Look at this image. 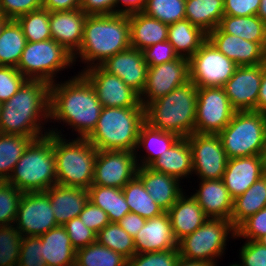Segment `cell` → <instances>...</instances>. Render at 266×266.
I'll list each match as a JSON object with an SVG mask.
<instances>
[{
    "label": "cell",
    "mask_w": 266,
    "mask_h": 266,
    "mask_svg": "<svg viewBox=\"0 0 266 266\" xmlns=\"http://www.w3.org/2000/svg\"><path fill=\"white\" fill-rule=\"evenodd\" d=\"M50 86L41 80H27L8 101L1 103L0 133L35 139L46 136L49 132L43 134L41 124L50 117Z\"/></svg>",
    "instance_id": "7a4b0ae2"
},
{
    "label": "cell",
    "mask_w": 266,
    "mask_h": 266,
    "mask_svg": "<svg viewBox=\"0 0 266 266\" xmlns=\"http://www.w3.org/2000/svg\"><path fill=\"white\" fill-rule=\"evenodd\" d=\"M239 251L242 263L234 266H266V246L258 241L246 240Z\"/></svg>",
    "instance_id": "db71d44e"
},
{
    "label": "cell",
    "mask_w": 266,
    "mask_h": 266,
    "mask_svg": "<svg viewBox=\"0 0 266 266\" xmlns=\"http://www.w3.org/2000/svg\"><path fill=\"white\" fill-rule=\"evenodd\" d=\"M179 258L178 248L151 253H135L128 260V266H176Z\"/></svg>",
    "instance_id": "bcb514c9"
},
{
    "label": "cell",
    "mask_w": 266,
    "mask_h": 266,
    "mask_svg": "<svg viewBox=\"0 0 266 266\" xmlns=\"http://www.w3.org/2000/svg\"><path fill=\"white\" fill-rule=\"evenodd\" d=\"M96 241L122 254L128 260L136 253L134 238L130 236L118 223H109L96 235Z\"/></svg>",
    "instance_id": "60d3db41"
},
{
    "label": "cell",
    "mask_w": 266,
    "mask_h": 266,
    "mask_svg": "<svg viewBox=\"0 0 266 266\" xmlns=\"http://www.w3.org/2000/svg\"><path fill=\"white\" fill-rule=\"evenodd\" d=\"M257 16L266 23V0H261Z\"/></svg>",
    "instance_id": "e7e4bbea"
},
{
    "label": "cell",
    "mask_w": 266,
    "mask_h": 266,
    "mask_svg": "<svg viewBox=\"0 0 266 266\" xmlns=\"http://www.w3.org/2000/svg\"><path fill=\"white\" fill-rule=\"evenodd\" d=\"M257 111L266 115V65L263 68V76L260 83Z\"/></svg>",
    "instance_id": "6125c7cd"
},
{
    "label": "cell",
    "mask_w": 266,
    "mask_h": 266,
    "mask_svg": "<svg viewBox=\"0 0 266 266\" xmlns=\"http://www.w3.org/2000/svg\"><path fill=\"white\" fill-rule=\"evenodd\" d=\"M187 139L192 151V172L201 180L222 179L228 158L219 136L194 132Z\"/></svg>",
    "instance_id": "9a60e30c"
},
{
    "label": "cell",
    "mask_w": 266,
    "mask_h": 266,
    "mask_svg": "<svg viewBox=\"0 0 266 266\" xmlns=\"http://www.w3.org/2000/svg\"><path fill=\"white\" fill-rule=\"evenodd\" d=\"M237 67L207 39L189 59L190 81L197 88L223 87Z\"/></svg>",
    "instance_id": "8fae6325"
},
{
    "label": "cell",
    "mask_w": 266,
    "mask_h": 266,
    "mask_svg": "<svg viewBox=\"0 0 266 266\" xmlns=\"http://www.w3.org/2000/svg\"><path fill=\"white\" fill-rule=\"evenodd\" d=\"M45 192L51 201L55 220L61 226L78 217L89 201V192L84 188L56 184Z\"/></svg>",
    "instance_id": "cb8c5ba5"
},
{
    "label": "cell",
    "mask_w": 266,
    "mask_h": 266,
    "mask_svg": "<svg viewBox=\"0 0 266 266\" xmlns=\"http://www.w3.org/2000/svg\"><path fill=\"white\" fill-rule=\"evenodd\" d=\"M79 266H128V259L97 241L76 250Z\"/></svg>",
    "instance_id": "ab89813d"
},
{
    "label": "cell",
    "mask_w": 266,
    "mask_h": 266,
    "mask_svg": "<svg viewBox=\"0 0 266 266\" xmlns=\"http://www.w3.org/2000/svg\"><path fill=\"white\" fill-rule=\"evenodd\" d=\"M186 0H146L143 13L165 24L185 19Z\"/></svg>",
    "instance_id": "7bdbcfd3"
},
{
    "label": "cell",
    "mask_w": 266,
    "mask_h": 266,
    "mask_svg": "<svg viewBox=\"0 0 266 266\" xmlns=\"http://www.w3.org/2000/svg\"><path fill=\"white\" fill-rule=\"evenodd\" d=\"M81 74L95 89L103 107H144L139 94L116 75L109 74L101 66L82 70Z\"/></svg>",
    "instance_id": "e0dca14e"
},
{
    "label": "cell",
    "mask_w": 266,
    "mask_h": 266,
    "mask_svg": "<svg viewBox=\"0 0 266 266\" xmlns=\"http://www.w3.org/2000/svg\"><path fill=\"white\" fill-rule=\"evenodd\" d=\"M146 219L136 213L129 212L117 223L133 238L144 226Z\"/></svg>",
    "instance_id": "680465c9"
},
{
    "label": "cell",
    "mask_w": 266,
    "mask_h": 266,
    "mask_svg": "<svg viewBox=\"0 0 266 266\" xmlns=\"http://www.w3.org/2000/svg\"><path fill=\"white\" fill-rule=\"evenodd\" d=\"M26 43L21 25L11 19L0 35V66L17 68Z\"/></svg>",
    "instance_id": "8d00e7d4"
},
{
    "label": "cell",
    "mask_w": 266,
    "mask_h": 266,
    "mask_svg": "<svg viewBox=\"0 0 266 266\" xmlns=\"http://www.w3.org/2000/svg\"><path fill=\"white\" fill-rule=\"evenodd\" d=\"M235 112L223 87L198 88L195 133L218 134Z\"/></svg>",
    "instance_id": "7c38bea8"
},
{
    "label": "cell",
    "mask_w": 266,
    "mask_h": 266,
    "mask_svg": "<svg viewBox=\"0 0 266 266\" xmlns=\"http://www.w3.org/2000/svg\"><path fill=\"white\" fill-rule=\"evenodd\" d=\"M176 266H212V265L204 261L190 260L180 256Z\"/></svg>",
    "instance_id": "be15d7a7"
},
{
    "label": "cell",
    "mask_w": 266,
    "mask_h": 266,
    "mask_svg": "<svg viewBox=\"0 0 266 266\" xmlns=\"http://www.w3.org/2000/svg\"><path fill=\"white\" fill-rule=\"evenodd\" d=\"M22 195V191L6 181L0 183V226L15 224Z\"/></svg>",
    "instance_id": "f6af8a7d"
},
{
    "label": "cell",
    "mask_w": 266,
    "mask_h": 266,
    "mask_svg": "<svg viewBox=\"0 0 266 266\" xmlns=\"http://www.w3.org/2000/svg\"><path fill=\"white\" fill-rule=\"evenodd\" d=\"M207 39L237 66L266 64V50L259 43L224 33L219 27L209 32Z\"/></svg>",
    "instance_id": "d6986e66"
},
{
    "label": "cell",
    "mask_w": 266,
    "mask_h": 266,
    "mask_svg": "<svg viewBox=\"0 0 266 266\" xmlns=\"http://www.w3.org/2000/svg\"><path fill=\"white\" fill-rule=\"evenodd\" d=\"M179 138L177 134L155 129L145 122L140 128L136 149L144 146L148 151V156H144L138 167H148Z\"/></svg>",
    "instance_id": "d590c367"
},
{
    "label": "cell",
    "mask_w": 266,
    "mask_h": 266,
    "mask_svg": "<svg viewBox=\"0 0 266 266\" xmlns=\"http://www.w3.org/2000/svg\"><path fill=\"white\" fill-rule=\"evenodd\" d=\"M265 173L261 155L232 158L227 160L222 180L231 197L235 199Z\"/></svg>",
    "instance_id": "44dd1931"
},
{
    "label": "cell",
    "mask_w": 266,
    "mask_h": 266,
    "mask_svg": "<svg viewBox=\"0 0 266 266\" xmlns=\"http://www.w3.org/2000/svg\"><path fill=\"white\" fill-rule=\"evenodd\" d=\"M17 266H46L42 257V242L39 236L22 237Z\"/></svg>",
    "instance_id": "7dc6e473"
},
{
    "label": "cell",
    "mask_w": 266,
    "mask_h": 266,
    "mask_svg": "<svg viewBox=\"0 0 266 266\" xmlns=\"http://www.w3.org/2000/svg\"><path fill=\"white\" fill-rule=\"evenodd\" d=\"M199 189L192 196L208 218L229 220L233 210V198L222 179L201 180Z\"/></svg>",
    "instance_id": "d4e9b609"
},
{
    "label": "cell",
    "mask_w": 266,
    "mask_h": 266,
    "mask_svg": "<svg viewBox=\"0 0 266 266\" xmlns=\"http://www.w3.org/2000/svg\"><path fill=\"white\" fill-rule=\"evenodd\" d=\"M235 230V238L258 241L266 235V207L248 217Z\"/></svg>",
    "instance_id": "c3c4849f"
},
{
    "label": "cell",
    "mask_w": 266,
    "mask_h": 266,
    "mask_svg": "<svg viewBox=\"0 0 266 266\" xmlns=\"http://www.w3.org/2000/svg\"><path fill=\"white\" fill-rule=\"evenodd\" d=\"M15 223L23 237L40 236L59 226L45 191L23 193Z\"/></svg>",
    "instance_id": "4fadbf2b"
},
{
    "label": "cell",
    "mask_w": 266,
    "mask_h": 266,
    "mask_svg": "<svg viewBox=\"0 0 266 266\" xmlns=\"http://www.w3.org/2000/svg\"><path fill=\"white\" fill-rule=\"evenodd\" d=\"M83 224L96 234L110 223L107 213L88 201L79 215Z\"/></svg>",
    "instance_id": "11a10c76"
},
{
    "label": "cell",
    "mask_w": 266,
    "mask_h": 266,
    "mask_svg": "<svg viewBox=\"0 0 266 266\" xmlns=\"http://www.w3.org/2000/svg\"><path fill=\"white\" fill-rule=\"evenodd\" d=\"M266 64L238 66L223 89L236 111H257L263 68Z\"/></svg>",
    "instance_id": "ac0fdd59"
},
{
    "label": "cell",
    "mask_w": 266,
    "mask_h": 266,
    "mask_svg": "<svg viewBox=\"0 0 266 266\" xmlns=\"http://www.w3.org/2000/svg\"><path fill=\"white\" fill-rule=\"evenodd\" d=\"M26 81L16 68L0 66V103L8 101Z\"/></svg>",
    "instance_id": "681fc988"
},
{
    "label": "cell",
    "mask_w": 266,
    "mask_h": 266,
    "mask_svg": "<svg viewBox=\"0 0 266 266\" xmlns=\"http://www.w3.org/2000/svg\"><path fill=\"white\" fill-rule=\"evenodd\" d=\"M130 47L129 15H87L82 43L73 55V61L79 55L81 61L89 64L87 68L100 66L108 58Z\"/></svg>",
    "instance_id": "3957f363"
},
{
    "label": "cell",
    "mask_w": 266,
    "mask_h": 266,
    "mask_svg": "<svg viewBox=\"0 0 266 266\" xmlns=\"http://www.w3.org/2000/svg\"><path fill=\"white\" fill-rule=\"evenodd\" d=\"M261 157H262V160H263L264 168L266 170V139H265V144H264V147H263V151H262Z\"/></svg>",
    "instance_id": "003e7915"
},
{
    "label": "cell",
    "mask_w": 266,
    "mask_h": 266,
    "mask_svg": "<svg viewBox=\"0 0 266 266\" xmlns=\"http://www.w3.org/2000/svg\"><path fill=\"white\" fill-rule=\"evenodd\" d=\"M48 130L53 134L57 184L88 189L94 179L96 147L86 138L68 142L60 131Z\"/></svg>",
    "instance_id": "8992f818"
},
{
    "label": "cell",
    "mask_w": 266,
    "mask_h": 266,
    "mask_svg": "<svg viewBox=\"0 0 266 266\" xmlns=\"http://www.w3.org/2000/svg\"><path fill=\"white\" fill-rule=\"evenodd\" d=\"M136 253H151L178 248L167 212L147 219L134 237Z\"/></svg>",
    "instance_id": "7402d4cb"
},
{
    "label": "cell",
    "mask_w": 266,
    "mask_h": 266,
    "mask_svg": "<svg viewBox=\"0 0 266 266\" xmlns=\"http://www.w3.org/2000/svg\"><path fill=\"white\" fill-rule=\"evenodd\" d=\"M259 243H261L263 246H266V235L262 236L259 240Z\"/></svg>",
    "instance_id": "a7ac6f4b"
},
{
    "label": "cell",
    "mask_w": 266,
    "mask_h": 266,
    "mask_svg": "<svg viewBox=\"0 0 266 266\" xmlns=\"http://www.w3.org/2000/svg\"><path fill=\"white\" fill-rule=\"evenodd\" d=\"M136 176L164 212H167L183 193L177 178L154 171L149 167H138Z\"/></svg>",
    "instance_id": "484cf974"
},
{
    "label": "cell",
    "mask_w": 266,
    "mask_h": 266,
    "mask_svg": "<svg viewBox=\"0 0 266 266\" xmlns=\"http://www.w3.org/2000/svg\"><path fill=\"white\" fill-rule=\"evenodd\" d=\"M18 23L29 42H39L52 39L49 25V11L41 8L19 16Z\"/></svg>",
    "instance_id": "b9f144b4"
},
{
    "label": "cell",
    "mask_w": 266,
    "mask_h": 266,
    "mask_svg": "<svg viewBox=\"0 0 266 266\" xmlns=\"http://www.w3.org/2000/svg\"><path fill=\"white\" fill-rule=\"evenodd\" d=\"M34 137L0 133V179L6 181Z\"/></svg>",
    "instance_id": "f35d334b"
},
{
    "label": "cell",
    "mask_w": 266,
    "mask_h": 266,
    "mask_svg": "<svg viewBox=\"0 0 266 266\" xmlns=\"http://www.w3.org/2000/svg\"><path fill=\"white\" fill-rule=\"evenodd\" d=\"M81 0H43L42 8L49 12L80 9Z\"/></svg>",
    "instance_id": "91938a15"
},
{
    "label": "cell",
    "mask_w": 266,
    "mask_h": 266,
    "mask_svg": "<svg viewBox=\"0 0 266 266\" xmlns=\"http://www.w3.org/2000/svg\"><path fill=\"white\" fill-rule=\"evenodd\" d=\"M266 207V173L233 200L231 224L236 229L244 220Z\"/></svg>",
    "instance_id": "1f68e13d"
},
{
    "label": "cell",
    "mask_w": 266,
    "mask_h": 266,
    "mask_svg": "<svg viewBox=\"0 0 266 266\" xmlns=\"http://www.w3.org/2000/svg\"><path fill=\"white\" fill-rule=\"evenodd\" d=\"M142 52L148 66L163 64L179 58L174 47L168 40L151 45L142 50Z\"/></svg>",
    "instance_id": "816d5d0a"
},
{
    "label": "cell",
    "mask_w": 266,
    "mask_h": 266,
    "mask_svg": "<svg viewBox=\"0 0 266 266\" xmlns=\"http://www.w3.org/2000/svg\"><path fill=\"white\" fill-rule=\"evenodd\" d=\"M14 225L0 226V266H17L22 235Z\"/></svg>",
    "instance_id": "ee69618b"
},
{
    "label": "cell",
    "mask_w": 266,
    "mask_h": 266,
    "mask_svg": "<svg viewBox=\"0 0 266 266\" xmlns=\"http://www.w3.org/2000/svg\"><path fill=\"white\" fill-rule=\"evenodd\" d=\"M95 89L81 74L50 86V117L70 125L78 138H87L96 128L102 111Z\"/></svg>",
    "instance_id": "6da1fadb"
},
{
    "label": "cell",
    "mask_w": 266,
    "mask_h": 266,
    "mask_svg": "<svg viewBox=\"0 0 266 266\" xmlns=\"http://www.w3.org/2000/svg\"><path fill=\"white\" fill-rule=\"evenodd\" d=\"M73 63V55L54 39L27 41L16 69L27 80H41L51 85L55 74Z\"/></svg>",
    "instance_id": "9c48e42d"
},
{
    "label": "cell",
    "mask_w": 266,
    "mask_h": 266,
    "mask_svg": "<svg viewBox=\"0 0 266 266\" xmlns=\"http://www.w3.org/2000/svg\"><path fill=\"white\" fill-rule=\"evenodd\" d=\"M42 8V0H0V13L9 19Z\"/></svg>",
    "instance_id": "f5cc1de1"
},
{
    "label": "cell",
    "mask_w": 266,
    "mask_h": 266,
    "mask_svg": "<svg viewBox=\"0 0 266 266\" xmlns=\"http://www.w3.org/2000/svg\"><path fill=\"white\" fill-rule=\"evenodd\" d=\"M167 213L171 220L173 235L177 241L193 233L208 219L196 199L192 195L187 197L183 193Z\"/></svg>",
    "instance_id": "4316f807"
},
{
    "label": "cell",
    "mask_w": 266,
    "mask_h": 266,
    "mask_svg": "<svg viewBox=\"0 0 266 266\" xmlns=\"http://www.w3.org/2000/svg\"><path fill=\"white\" fill-rule=\"evenodd\" d=\"M190 81L189 59H178L149 66L140 103L146 107L150 102L167 95L177 87ZM144 97V98H143Z\"/></svg>",
    "instance_id": "2e32d148"
},
{
    "label": "cell",
    "mask_w": 266,
    "mask_h": 266,
    "mask_svg": "<svg viewBox=\"0 0 266 266\" xmlns=\"http://www.w3.org/2000/svg\"><path fill=\"white\" fill-rule=\"evenodd\" d=\"M261 0H223L224 15L252 16L257 15Z\"/></svg>",
    "instance_id": "9f6ffc18"
},
{
    "label": "cell",
    "mask_w": 266,
    "mask_h": 266,
    "mask_svg": "<svg viewBox=\"0 0 266 266\" xmlns=\"http://www.w3.org/2000/svg\"><path fill=\"white\" fill-rule=\"evenodd\" d=\"M137 152L98 150L92 185L122 189L136 176Z\"/></svg>",
    "instance_id": "5bb4252c"
},
{
    "label": "cell",
    "mask_w": 266,
    "mask_h": 266,
    "mask_svg": "<svg viewBox=\"0 0 266 266\" xmlns=\"http://www.w3.org/2000/svg\"><path fill=\"white\" fill-rule=\"evenodd\" d=\"M119 3L125 6L124 9H118V14L123 15L143 12L146 6V0H116V7L118 8H120Z\"/></svg>",
    "instance_id": "94428289"
},
{
    "label": "cell",
    "mask_w": 266,
    "mask_h": 266,
    "mask_svg": "<svg viewBox=\"0 0 266 266\" xmlns=\"http://www.w3.org/2000/svg\"><path fill=\"white\" fill-rule=\"evenodd\" d=\"M46 266H70L76 263V249L61 225L39 236Z\"/></svg>",
    "instance_id": "f1b7e54d"
},
{
    "label": "cell",
    "mask_w": 266,
    "mask_h": 266,
    "mask_svg": "<svg viewBox=\"0 0 266 266\" xmlns=\"http://www.w3.org/2000/svg\"><path fill=\"white\" fill-rule=\"evenodd\" d=\"M217 135L228 159L261 155L266 139V115L255 110L236 111Z\"/></svg>",
    "instance_id": "ba28073f"
},
{
    "label": "cell",
    "mask_w": 266,
    "mask_h": 266,
    "mask_svg": "<svg viewBox=\"0 0 266 266\" xmlns=\"http://www.w3.org/2000/svg\"><path fill=\"white\" fill-rule=\"evenodd\" d=\"M154 171L177 178L191 175L193 171L192 151L187 137H180L168 150L149 166Z\"/></svg>",
    "instance_id": "83f0119b"
},
{
    "label": "cell",
    "mask_w": 266,
    "mask_h": 266,
    "mask_svg": "<svg viewBox=\"0 0 266 266\" xmlns=\"http://www.w3.org/2000/svg\"><path fill=\"white\" fill-rule=\"evenodd\" d=\"M218 27L224 33L259 43L266 50V23L257 15L242 17L224 15Z\"/></svg>",
    "instance_id": "836d02e7"
},
{
    "label": "cell",
    "mask_w": 266,
    "mask_h": 266,
    "mask_svg": "<svg viewBox=\"0 0 266 266\" xmlns=\"http://www.w3.org/2000/svg\"><path fill=\"white\" fill-rule=\"evenodd\" d=\"M80 9L87 15L117 14L116 0H81Z\"/></svg>",
    "instance_id": "6f0895ef"
},
{
    "label": "cell",
    "mask_w": 266,
    "mask_h": 266,
    "mask_svg": "<svg viewBox=\"0 0 266 266\" xmlns=\"http://www.w3.org/2000/svg\"><path fill=\"white\" fill-rule=\"evenodd\" d=\"M87 14L81 9L49 12L52 39L74 55L80 48Z\"/></svg>",
    "instance_id": "603a6c76"
},
{
    "label": "cell",
    "mask_w": 266,
    "mask_h": 266,
    "mask_svg": "<svg viewBox=\"0 0 266 266\" xmlns=\"http://www.w3.org/2000/svg\"><path fill=\"white\" fill-rule=\"evenodd\" d=\"M197 90L191 81L145 107V122L151 127L188 137L195 132Z\"/></svg>",
    "instance_id": "277c9868"
},
{
    "label": "cell",
    "mask_w": 266,
    "mask_h": 266,
    "mask_svg": "<svg viewBox=\"0 0 266 266\" xmlns=\"http://www.w3.org/2000/svg\"><path fill=\"white\" fill-rule=\"evenodd\" d=\"M6 182L23 193L46 191L57 184L52 133L28 145Z\"/></svg>",
    "instance_id": "52a82bcc"
},
{
    "label": "cell",
    "mask_w": 266,
    "mask_h": 266,
    "mask_svg": "<svg viewBox=\"0 0 266 266\" xmlns=\"http://www.w3.org/2000/svg\"><path fill=\"white\" fill-rule=\"evenodd\" d=\"M130 45L140 51L167 40L168 24L149 17L143 12L129 15Z\"/></svg>",
    "instance_id": "f546056e"
},
{
    "label": "cell",
    "mask_w": 266,
    "mask_h": 266,
    "mask_svg": "<svg viewBox=\"0 0 266 266\" xmlns=\"http://www.w3.org/2000/svg\"><path fill=\"white\" fill-rule=\"evenodd\" d=\"M223 16V0H186L185 2V19L207 34L218 27Z\"/></svg>",
    "instance_id": "d6a6232c"
},
{
    "label": "cell",
    "mask_w": 266,
    "mask_h": 266,
    "mask_svg": "<svg viewBox=\"0 0 266 266\" xmlns=\"http://www.w3.org/2000/svg\"><path fill=\"white\" fill-rule=\"evenodd\" d=\"M122 192L130 212L136 213L146 220L164 213L162 208L151 198L137 176L122 188Z\"/></svg>",
    "instance_id": "74e56055"
},
{
    "label": "cell",
    "mask_w": 266,
    "mask_h": 266,
    "mask_svg": "<svg viewBox=\"0 0 266 266\" xmlns=\"http://www.w3.org/2000/svg\"><path fill=\"white\" fill-rule=\"evenodd\" d=\"M87 190L89 201L107 213L110 223H117L130 212L121 188L91 185Z\"/></svg>",
    "instance_id": "e575fe53"
},
{
    "label": "cell",
    "mask_w": 266,
    "mask_h": 266,
    "mask_svg": "<svg viewBox=\"0 0 266 266\" xmlns=\"http://www.w3.org/2000/svg\"><path fill=\"white\" fill-rule=\"evenodd\" d=\"M63 227L70 238L72 246L76 250L96 241L97 234L86 227L79 216L66 222Z\"/></svg>",
    "instance_id": "f907efd6"
},
{
    "label": "cell",
    "mask_w": 266,
    "mask_h": 266,
    "mask_svg": "<svg viewBox=\"0 0 266 266\" xmlns=\"http://www.w3.org/2000/svg\"><path fill=\"white\" fill-rule=\"evenodd\" d=\"M11 19L5 17L3 14L0 13V35L3 31L4 26L10 21Z\"/></svg>",
    "instance_id": "03108f58"
},
{
    "label": "cell",
    "mask_w": 266,
    "mask_h": 266,
    "mask_svg": "<svg viewBox=\"0 0 266 266\" xmlns=\"http://www.w3.org/2000/svg\"><path fill=\"white\" fill-rule=\"evenodd\" d=\"M100 66L109 74L118 76L139 95L141 94L149 67L142 51L130 47L108 58Z\"/></svg>",
    "instance_id": "ffe728a7"
},
{
    "label": "cell",
    "mask_w": 266,
    "mask_h": 266,
    "mask_svg": "<svg viewBox=\"0 0 266 266\" xmlns=\"http://www.w3.org/2000/svg\"><path fill=\"white\" fill-rule=\"evenodd\" d=\"M230 233L235 237L236 230L231 221L208 218L201 227L178 241L180 256L216 266L215 260L219 256L222 257Z\"/></svg>",
    "instance_id": "30bf717a"
},
{
    "label": "cell",
    "mask_w": 266,
    "mask_h": 266,
    "mask_svg": "<svg viewBox=\"0 0 266 266\" xmlns=\"http://www.w3.org/2000/svg\"><path fill=\"white\" fill-rule=\"evenodd\" d=\"M145 107H103L96 128L86 138L97 150L136 152Z\"/></svg>",
    "instance_id": "5b68a950"
},
{
    "label": "cell",
    "mask_w": 266,
    "mask_h": 266,
    "mask_svg": "<svg viewBox=\"0 0 266 266\" xmlns=\"http://www.w3.org/2000/svg\"><path fill=\"white\" fill-rule=\"evenodd\" d=\"M72 266H79L77 263L72 264Z\"/></svg>",
    "instance_id": "89a4df30"
},
{
    "label": "cell",
    "mask_w": 266,
    "mask_h": 266,
    "mask_svg": "<svg viewBox=\"0 0 266 266\" xmlns=\"http://www.w3.org/2000/svg\"><path fill=\"white\" fill-rule=\"evenodd\" d=\"M167 40L179 57L190 59L207 40V33L184 19L168 26Z\"/></svg>",
    "instance_id": "4dcf8cb0"
}]
</instances>
